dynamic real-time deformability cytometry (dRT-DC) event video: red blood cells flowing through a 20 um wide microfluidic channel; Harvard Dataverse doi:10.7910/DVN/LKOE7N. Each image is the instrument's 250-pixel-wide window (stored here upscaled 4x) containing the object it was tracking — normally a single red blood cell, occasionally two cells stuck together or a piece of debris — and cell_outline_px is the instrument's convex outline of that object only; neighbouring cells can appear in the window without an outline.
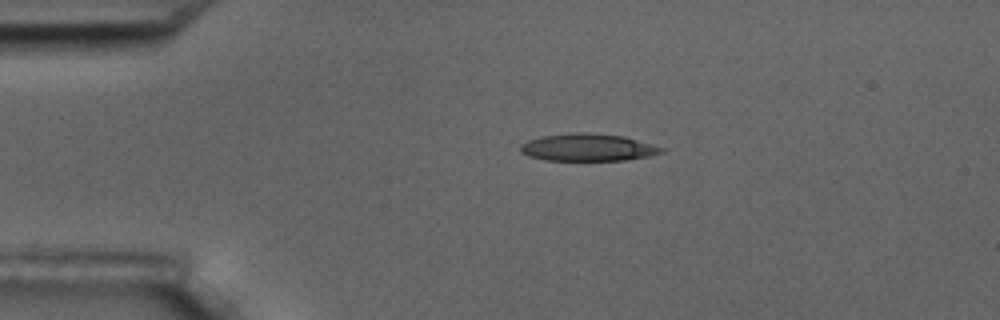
{"species": "common noctule bat (a hibernating species)", "species_latin": "Nyctalus noctula", "temperature_condition": "room temperature", "stored_images_in_passage": 14, "camera_frame_rate_fps": 3000, "um_per_image_px": 0.085, "animal": {"sex": "male", "body_mass_g": 17.5, "forearm_length_mm": 52.3}, "frame": {"image": 1, "passage_image": 3, "time_ms": 2.333, "image_size_px": [1000, 320], "cell_outline_px": [[664, 152], [648, 156], [628, 160], [544, 160], [528, 156], [520, 152], [520, 144], [528, 140], [540, 136], [576, 132], [588, 132], [624, 136], [652, 144], [664, 148]], "centroid_in_image_um": [49.94, 12.52], "position_along_channel_um": 35.1, "area_um2": 22.6}}
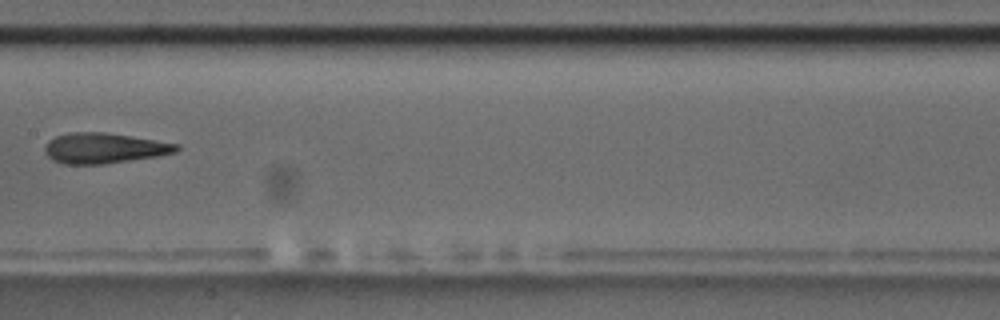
{"frame": {"image": 2, "passage_image": 7, "time_ms": 8.0, "image_size_px": [1000, 320], "cell_outline_px": [[180, 148], [176, 152], [156, 156], [104, 164], [64, 164], [52, 160], [44, 152], [44, 148], [48, 140], [56, 136], [72, 132], [104, 132], [180, 144]], "centroid_in_image_um": [8.82, 12.59], "position_along_channel_um": 198.6, "area_um2": 23.24}}
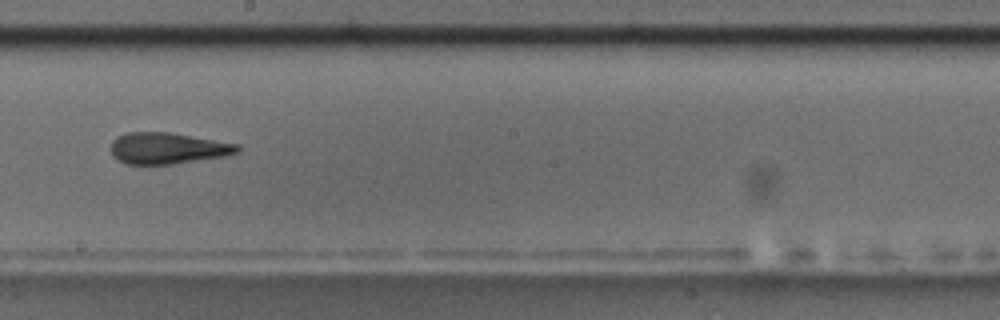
{"frame": {"image": 3, "passage_image": 8, "time_ms": 9.0, "image_size_px": [1000, 320], "cell_outline_px": [[240, 148], [236, 152], [224, 156], [172, 164], [124, 164], [116, 160], [112, 156], [112, 140], [116, 136], [128, 132], [168, 132], [240, 144]], "centroid_in_image_um": [14.2, 12.6], "position_along_channel_um": 234.0, "area_um2": 23.06}, "authors_computed_cell_mechanics": {"area_um2": 22.6576, "velocity_mm_per_s": 3.5684, "shape_relaxation_time_tau1_ms": 3.3047, "shape_relaxation_time_tau2_ms": null, "deformation_change_tau1": 0.152, "deformation_change_tau2": null}}